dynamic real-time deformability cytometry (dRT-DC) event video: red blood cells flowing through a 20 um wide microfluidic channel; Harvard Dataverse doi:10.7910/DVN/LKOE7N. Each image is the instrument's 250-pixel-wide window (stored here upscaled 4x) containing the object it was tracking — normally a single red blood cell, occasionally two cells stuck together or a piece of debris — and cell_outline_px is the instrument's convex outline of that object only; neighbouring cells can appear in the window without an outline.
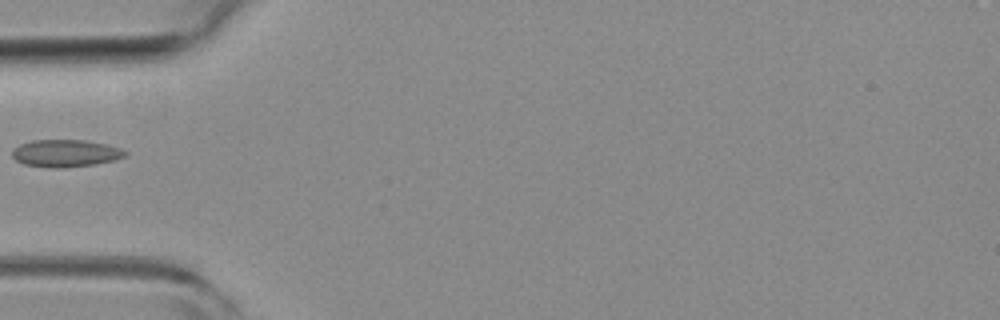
{"species": "common noctule bat (a hibernating species)", "species_latin": "Nyctalus noctula", "temperature_condition": "room temperature", "stored_images_in_passage": 6, "camera_frame_rate_fps": 3000, "um_per_image_px": 0.085, "animal": {"sex": "female", "body_mass_g": 19.3, "forearm_length_mm": 54.1}, "frame": {"image": 1, "passage_image": 5, "time_ms": 1.333, "image_size_px": [1000, 320], "cell_outline_px": [[128, 152], [124, 156], [116, 160], [96, 164], [64, 168], [52, 168], [24, 164], [16, 160], [12, 156], [12, 148], [20, 144], [32, 140], [84, 140], [108, 144], [120, 148]], "centroid_in_image_um": [5.57, 13.03], "position_along_channel_um": 79.4, "area_um2": 18.15}}